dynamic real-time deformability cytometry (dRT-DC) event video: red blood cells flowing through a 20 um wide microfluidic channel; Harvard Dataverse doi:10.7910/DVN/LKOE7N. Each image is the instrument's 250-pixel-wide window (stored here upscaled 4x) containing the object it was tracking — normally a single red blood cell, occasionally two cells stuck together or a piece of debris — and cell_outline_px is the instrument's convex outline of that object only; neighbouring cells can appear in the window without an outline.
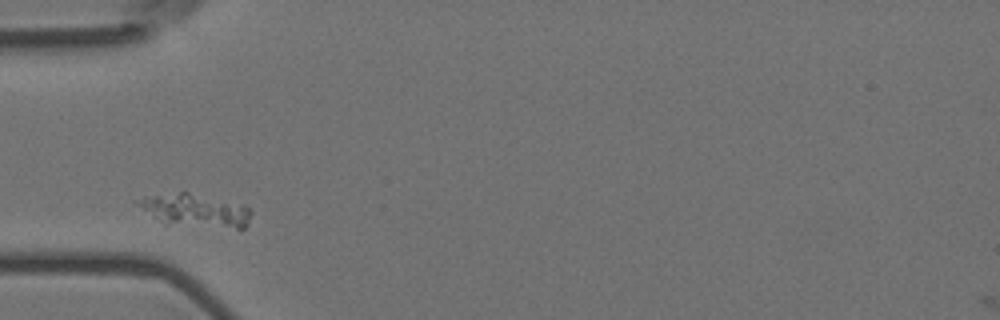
{"species": "Egyptian fruit bat (a non-hibernating species)", "species_latin": "Rousettus aegyptiacus", "temperature_condition": "room temperature", "stored_images_in_passage": 4, "camera_frame_rate_fps": 3000, "um_per_image_px": 0.085, "animal": {"sex": "female"}, "frame": {"image": 1, "passage_image": 1, "time_ms": 0.0, "image_size_px": [1000, 320], "cell_outline_px": [[252, 212], [248, 224], [244, 228], [236, 228], [164, 224], [152, 216], [132, 200], [144, 196], [180, 192], [188, 192], [244, 204]], "centroid_in_image_um": [16.6, 17.88], "position_along_channel_um": 68.4, "area_um2": 21.85}}
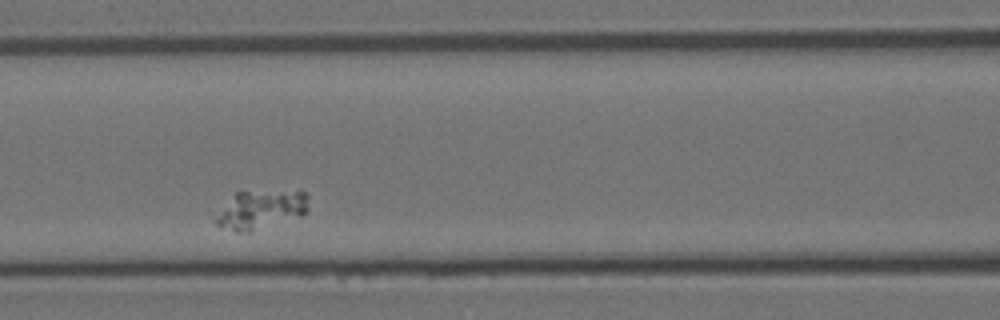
{"frame": {"image": 2, "passage_image": 3, "time_ms": 0.667, "image_size_px": [1000, 320], "cell_outline_px": [[308, 208], [300, 216], [248, 232], [236, 232], [216, 224], [216, 216], [236, 192], [304, 192], [308, 196]], "centroid_in_image_um": [22.17, 17.84], "position_along_channel_um": 144.4, "area_um2": 20.06}}
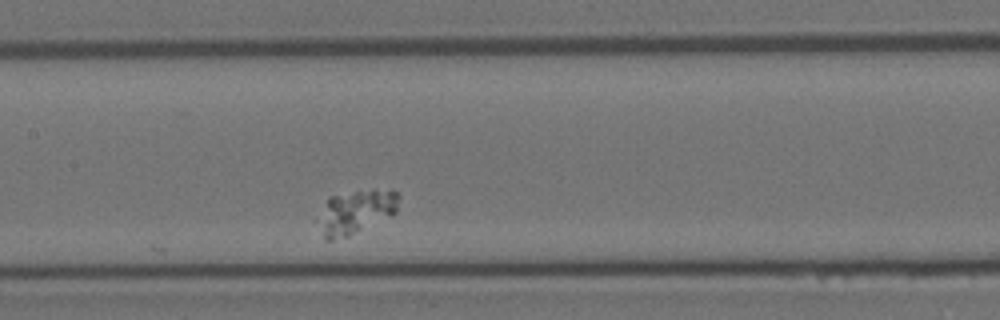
{"frame": {"image": 3, "passage_image": 4, "time_ms": 1.0, "image_size_px": [1000, 320], "cell_outline_px": [[400, 196], [396, 212], [348, 236], [332, 240], [324, 240], [324, 220], [328, 196], [356, 192], [392, 188]], "centroid_in_image_um": [30.39, 17.97], "position_along_channel_um": 177.0, "area_um2": 19.19}}